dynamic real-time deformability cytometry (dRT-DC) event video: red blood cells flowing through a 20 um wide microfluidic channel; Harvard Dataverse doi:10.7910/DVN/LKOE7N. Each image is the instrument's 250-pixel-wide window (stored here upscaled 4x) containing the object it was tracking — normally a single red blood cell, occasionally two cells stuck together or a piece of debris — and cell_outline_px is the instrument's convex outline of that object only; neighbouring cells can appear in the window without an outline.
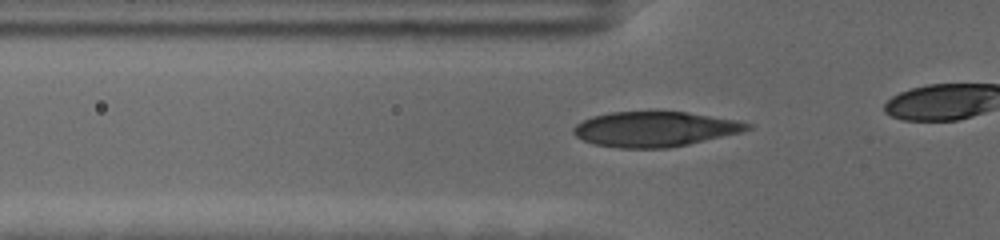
{"species": "human", "species_latin": "Homo sapiens", "temperature_condition": "cold", "stored_images_in_passage": 14, "camera_frame_rate_fps": 3000, "um_per_image_px": 0.085, "donor": {"sex": "female"}, "frame": {"image": 1, "passage_image": 7, "time_ms": 2.0, "image_size_px": [1000, 240], "cell_outline_px": [[752, 128], [740, 132], [688, 144], [668, 148], [620, 148], [592, 144], [576, 136], [572, 132], [572, 128], [576, 124], [592, 116], [612, 112], [684, 112], [736, 120], [752, 124]], "centroid_in_image_um": [55.61, 10.98], "position_along_channel_um": 70.2, "area_um2": 35.2}}
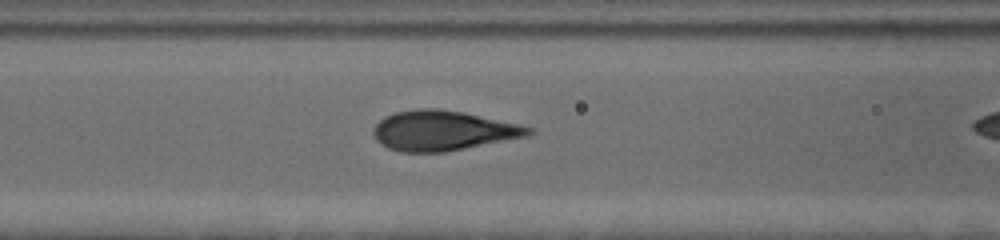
{"frame": {"image": 2, "passage_image": 12, "time_ms": 3.667, "image_size_px": [1000, 240], "cell_outline_px": [[532, 132], [528, 136], [444, 152], [400, 152], [388, 148], [376, 140], [372, 132], [372, 128], [384, 116], [396, 112], [416, 108], [432, 108], [464, 112], [520, 124], [532, 128]], "centroid_in_image_um": [37.62, 11.1], "position_along_channel_um": 129.0, "area_um2": 36.07}}